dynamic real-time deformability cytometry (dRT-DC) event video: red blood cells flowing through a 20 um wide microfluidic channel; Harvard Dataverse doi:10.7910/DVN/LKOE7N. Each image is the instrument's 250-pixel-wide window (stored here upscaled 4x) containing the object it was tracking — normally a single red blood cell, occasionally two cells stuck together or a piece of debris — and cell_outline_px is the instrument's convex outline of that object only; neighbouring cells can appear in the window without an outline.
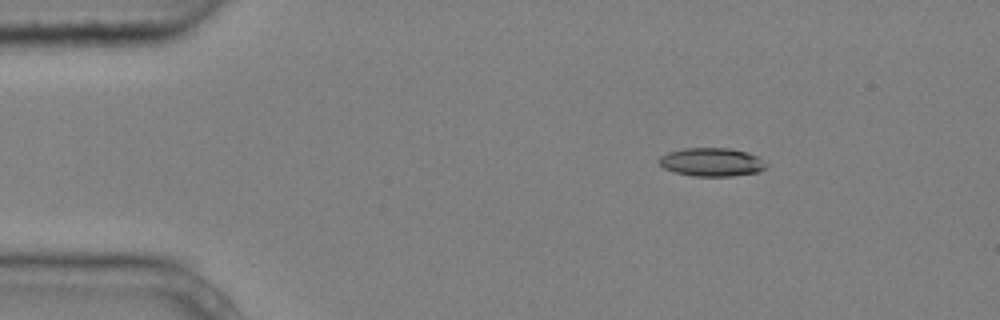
{"species": "common noctule bat (a hibernating species)", "species_latin": "Nyctalus noctula", "temperature_condition": "cold", "stored_images_in_passage": 4, "camera_frame_rate_fps": 3000, "um_per_image_px": 0.085, "animal": {"sex": "male", "body_mass_g": 20.4}, "frame": {"image": 1, "passage_image": 2, "time_ms": 0.333, "image_size_px": [1000, 320], "cell_outline_px": [[768, 168], [760, 172], [732, 176], [692, 176], [676, 172], [664, 168], [656, 160], [660, 156], [668, 152], [684, 148], [728, 148], [748, 152], [756, 156], [768, 164]], "centroid_in_image_um": [60.51, 13.78], "position_along_channel_um": 24.5, "area_um2": 17.92}}
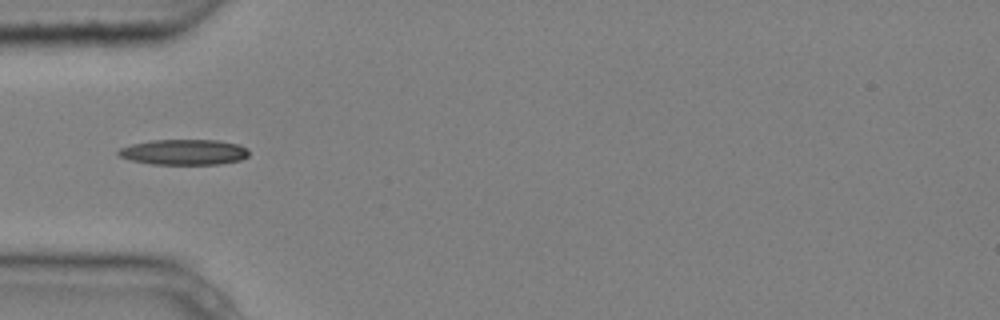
{"frame": {"image": 2, "passage_image": 4, "time_ms": 1.0, "image_size_px": [1000, 320], "cell_outline_px": [[248, 156], [240, 160], [220, 164], [152, 164], [132, 160], [120, 156], [116, 152], [120, 148], [132, 144], [152, 140], [220, 140], [240, 144], [248, 148]], "centroid_in_image_um": [15.68, 12.92], "position_along_channel_um": 69.3, "area_um2": 19.42}}